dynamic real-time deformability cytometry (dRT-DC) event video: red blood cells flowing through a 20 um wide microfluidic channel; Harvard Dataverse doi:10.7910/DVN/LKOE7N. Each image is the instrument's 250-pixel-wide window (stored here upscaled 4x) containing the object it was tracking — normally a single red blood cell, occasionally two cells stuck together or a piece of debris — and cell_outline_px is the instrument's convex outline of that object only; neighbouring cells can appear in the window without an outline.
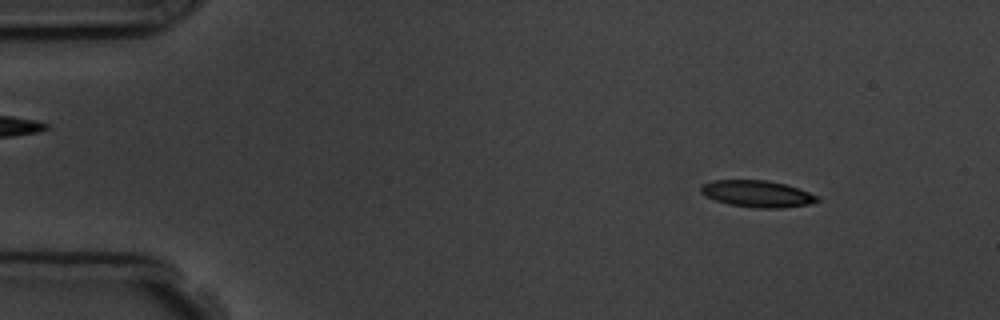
{"species": "common noctule bat (a hibernating species)", "species_latin": "Nyctalus noctula", "temperature_condition": "room temperature", "stored_images_in_passage": 5, "camera_frame_rate_fps": 3000, "um_per_image_px": 0.085, "animal": {"sex": "male", "body_mass_g": 19.5, "forearm_length_mm": 54.6}, "frame": {"image": 1, "passage_image": 2, "time_ms": 1.0, "image_size_px": [1000, 320], "cell_outline_px": [[820, 200], [808, 204], [780, 208], [756, 208], [728, 204], [716, 200], [700, 192], [700, 188], [704, 184], [712, 180], [764, 180], [784, 184], [820, 196]], "centroid_in_image_um": [64.37, 16.47], "position_along_channel_um": 20.6, "area_um2": 17.86}}